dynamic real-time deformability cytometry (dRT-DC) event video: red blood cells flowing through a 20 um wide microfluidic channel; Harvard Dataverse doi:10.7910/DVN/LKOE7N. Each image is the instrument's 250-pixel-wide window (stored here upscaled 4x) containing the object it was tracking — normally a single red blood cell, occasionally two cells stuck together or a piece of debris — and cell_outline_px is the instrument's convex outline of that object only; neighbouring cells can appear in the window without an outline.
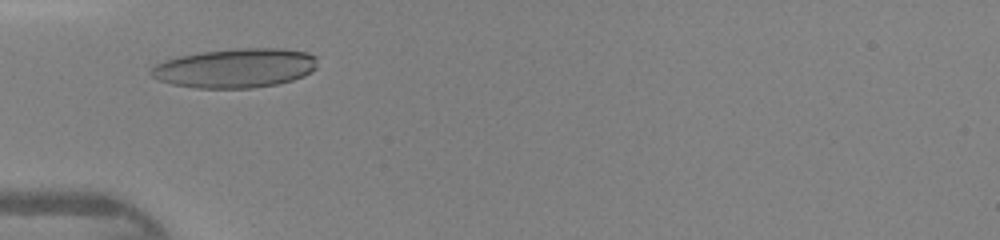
{"species": "human", "species_latin": "Homo sapiens", "temperature_condition": "warm", "stored_images_in_passage": 31, "camera_frame_rate_fps": 3000, "um_per_image_px": 0.085, "donor": {"sex": "female"}, "frame": {"image": 1, "passage_image": 7, "time_ms": 2.0, "image_size_px": [1000, 240], "cell_outline_px": [[316, 68], [312, 72], [304, 76], [292, 80], [276, 84], [252, 88], [196, 88], [172, 84], [160, 80], [152, 76], [148, 72], [156, 64], [164, 60], [180, 56], [200, 52], [236, 48], [280, 48], [308, 52], [316, 56]], "centroid_in_image_um": [20.02, 5.78], "position_along_channel_um": 65.0, "area_um2": 38.21}}
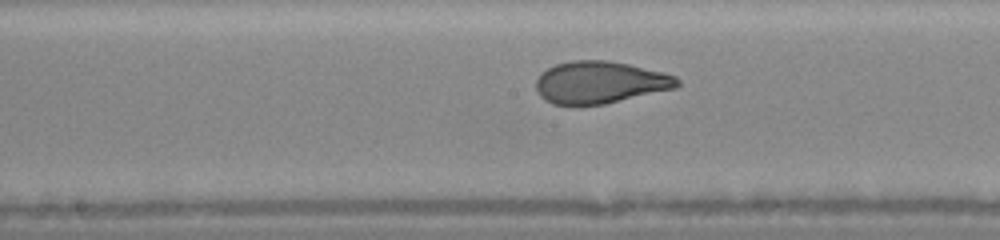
{"frame": {"image": 2, "passage_image": 16, "time_ms": 5.0, "image_size_px": [1000, 240], "cell_outline_px": [[680, 84], [676, 88], [604, 104], [552, 104], [544, 100], [540, 96], [536, 88], [536, 80], [540, 72], [556, 64], [572, 60], [608, 60], [628, 64], [676, 76], [680, 80]], "centroid_in_image_um": [50.98, 6.99], "position_along_channel_um": 197.2, "area_um2": 34.56}}
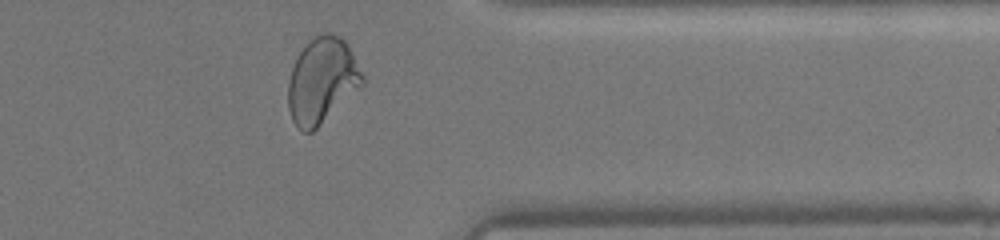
{"frame": {"image": 3, "passage_image": 29, "time_ms": 9.333, "image_size_px": [1000, 240], "cell_outline_px": [[364, 84], [360, 88], [312, 132], [304, 132], [292, 120], [288, 108], [288, 80], [292, 68], [300, 52], [316, 36], [324, 32], [332, 32], [340, 36], [348, 44], [364, 76]], "centroid_in_image_um": [27.38, 6.84], "position_along_channel_um": 384.0, "area_um2": 36.76}}